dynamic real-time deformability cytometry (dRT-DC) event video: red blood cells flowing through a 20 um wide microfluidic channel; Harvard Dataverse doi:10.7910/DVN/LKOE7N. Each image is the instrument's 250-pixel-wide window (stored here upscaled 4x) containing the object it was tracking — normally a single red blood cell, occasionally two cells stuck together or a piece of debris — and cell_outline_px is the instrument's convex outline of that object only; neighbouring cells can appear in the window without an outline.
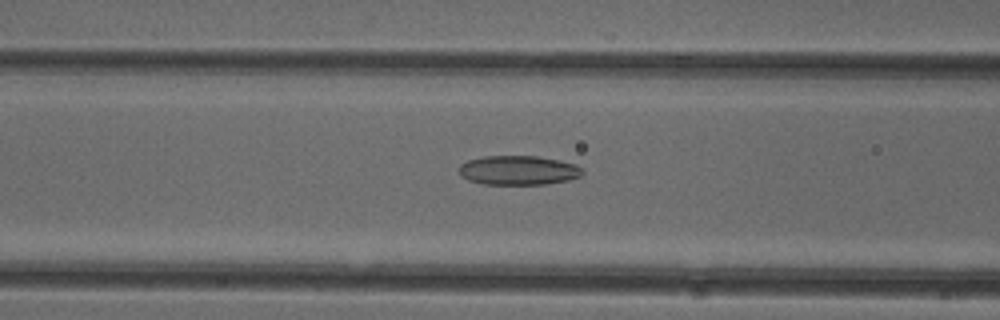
{"species": "common noctule bat (a hibernating species)", "species_latin": "Nyctalus noctula", "temperature_condition": "cold", "stored_images_in_passage": 52, "camera_frame_rate_fps": 3000, "um_per_image_px": 0.085, "animal": {"sex": "female"}, "frame": {"image": 1, "passage_image": 21, "time_ms": 6.667, "image_size_px": [1000, 320], "cell_outline_px": [[584, 172], [580, 176], [568, 180], [544, 184], [484, 184], [468, 180], [460, 176], [460, 164], [468, 160], [484, 156], [536, 156], [560, 160], [576, 164]], "centroid_in_image_um": [44.05, 14.47], "position_along_channel_um": 122.5, "area_um2": 21.04}}
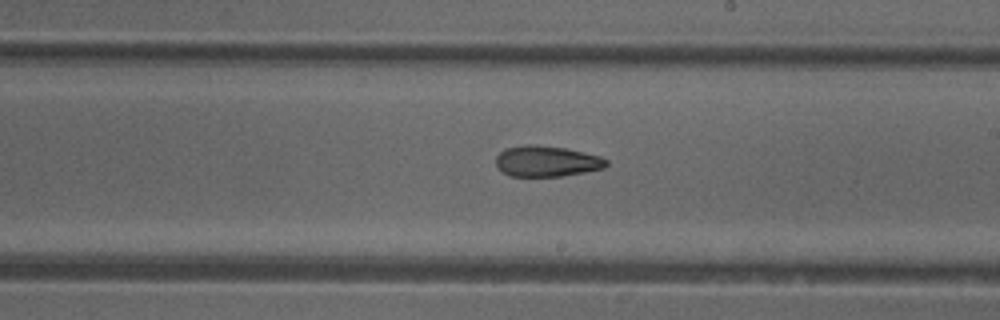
{"frame": {"image": 2, "passage_image": 30, "time_ms": 9.667, "image_size_px": [1000, 320], "cell_outline_px": [[608, 164], [604, 168], [564, 176], [512, 176], [504, 172], [496, 164], [496, 156], [504, 148], [524, 144], [536, 144], [564, 148], [584, 152], [600, 156], [608, 160]], "centroid_in_image_um": [46.47, 13.69], "position_along_channel_um": 242.5, "area_um2": 19.88}}
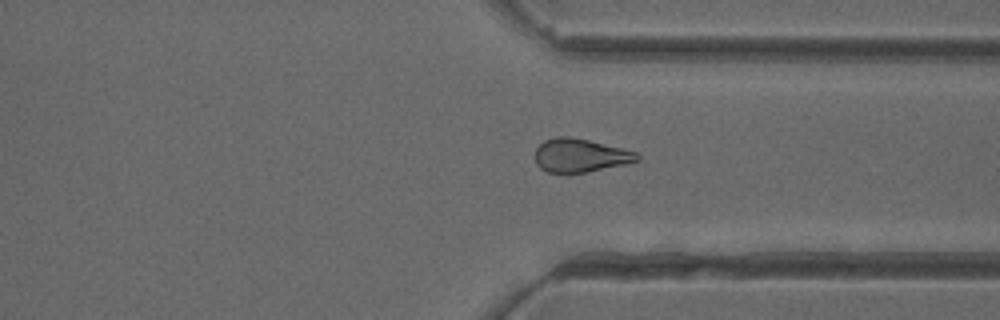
{"frame": {"image": 3, "passage_image": 39, "time_ms": 12.667, "image_size_px": [1000, 320], "cell_outline_px": [[640, 160], [624, 164], [584, 172], [548, 172], [540, 168], [536, 164], [536, 148], [544, 140], [556, 136], [568, 136], [588, 140], [636, 152], [640, 156]], "centroid_in_image_um": [49.29, 13.2], "position_along_channel_um": 362.1, "area_um2": 19.54}, "authors_computed_cell_mechanics": {"area_um2": 21.4727, "velocity_mm_per_s": 3.9931, "shape_relaxation_time_tau1_ms": null, "shape_relaxation_time_tau2_ms": 9.1266, "deformation_change_tau1": null, "deformation_change_tau2": 0.2101}}